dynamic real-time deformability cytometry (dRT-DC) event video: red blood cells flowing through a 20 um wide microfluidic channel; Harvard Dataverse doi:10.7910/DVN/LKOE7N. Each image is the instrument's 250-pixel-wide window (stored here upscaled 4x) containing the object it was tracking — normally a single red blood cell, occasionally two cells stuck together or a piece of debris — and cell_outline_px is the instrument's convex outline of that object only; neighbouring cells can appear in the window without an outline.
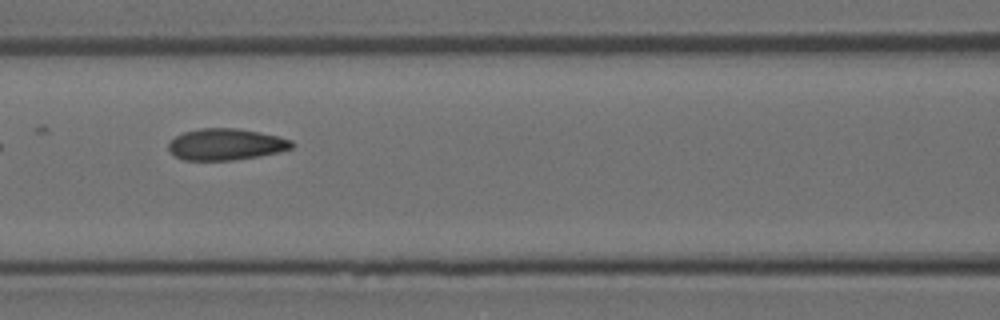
{"species": "Egyptian fruit bat (a non-hibernating species)", "species_latin": "Rousettus aegyptiacus", "temperature_condition": "room temperature", "stored_images_in_passage": 7, "camera_frame_rate_fps": 3000, "um_per_image_px": 0.085, "animal": {"sex": "female"}, "frame": {"image": 1, "passage_image": 3, "time_ms": 2.333, "image_size_px": [1000, 320], "cell_outline_px": [[296, 144], [292, 148], [260, 156], [232, 160], [184, 160], [176, 156], [168, 148], [168, 144], [176, 136], [184, 132], [200, 128], [236, 128], [280, 136], [292, 140]], "centroid_in_image_um": [19.23, 12.26], "position_along_channel_um": 147.4, "area_um2": 22.54}}
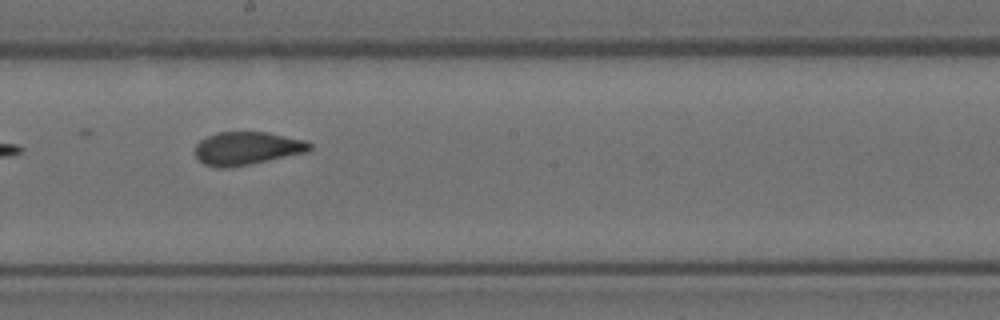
{"frame": {"image": 2, "passage_image": 5, "time_ms": 4.333, "image_size_px": [1000, 320], "cell_outline_px": [[312, 148], [308, 152], [248, 164], [224, 168], [216, 168], [204, 164], [196, 156], [196, 144], [200, 140], [216, 132], [268, 132], [304, 140], [312, 144]], "centroid_in_image_um": [21.0, 12.6], "position_along_channel_um": 227.2, "area_um2": 21.96}}
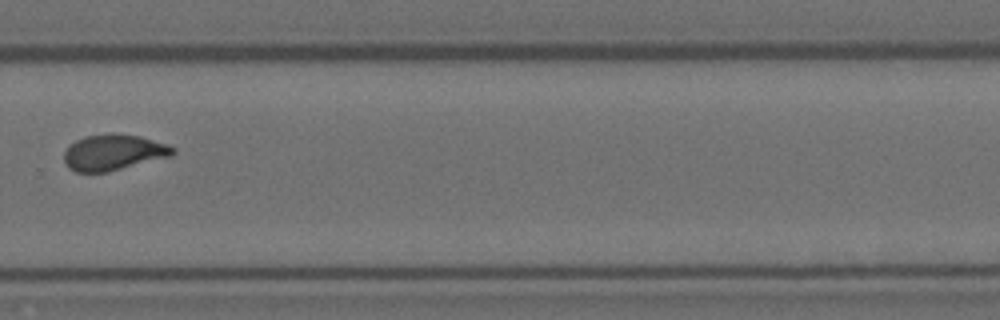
{"frame": {"image": 3, "passage_image": 7, "time_ms": 6.667, "image_size_px": [1000, 320], "cell_outline_px": [[176, 152], [172, 156], [108, 172], [76, 172], [68, 168], [64, 160], [64, 152], [76, 140], [84, 136], [112, 132], [140, 136], [176, 148]], "centroid_in_image_um": [9.64, 12.95], "position_along_channel_um": 320.2, "area_um2": 22.83}}